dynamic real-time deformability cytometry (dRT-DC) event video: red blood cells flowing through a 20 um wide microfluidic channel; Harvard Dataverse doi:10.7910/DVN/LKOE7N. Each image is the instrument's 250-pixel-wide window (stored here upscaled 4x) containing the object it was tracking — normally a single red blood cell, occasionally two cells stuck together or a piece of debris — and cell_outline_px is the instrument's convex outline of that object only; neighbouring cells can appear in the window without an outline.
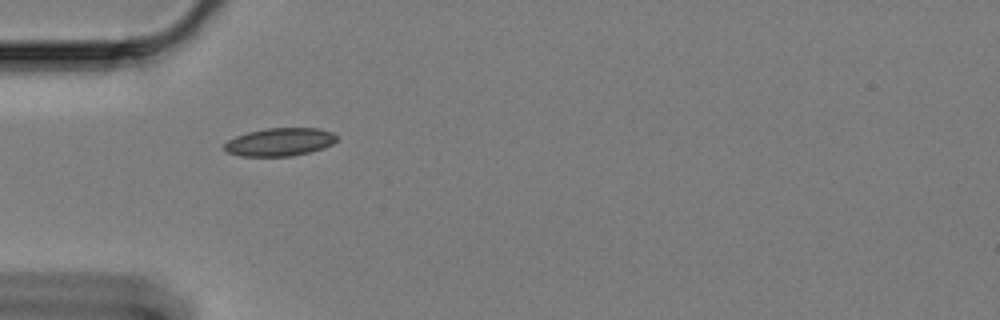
{"species": "Egyptian fruit bat (a non-hibernating species)", "species_latin": "Rousettus aegyptiacus", "temperature_condition": "cold", "stored_images_in_passage": 43, "camera_frame_rate_fps": 3000, "um_per_image_px": 0.085, "animal": {"sex": "female"}, "frame": {"image": 1, "passage_image": 1, "time_ms": 0.0, "image_size_px": [1000, 320], "cell_outline_px": [[336, 140], [332, 144], [324, 148], [292, 156], [240, 156], [228, 152], [224, 148], [224, 144], [228, 140], [236, 136], [248, 132], [268, 128], [316, 128], [332, 132], [336, 136]], "centroid_in_image_um": [23.77, 12.07], "position_along_channel_um": 61.2, "area_um2": 18.21}}
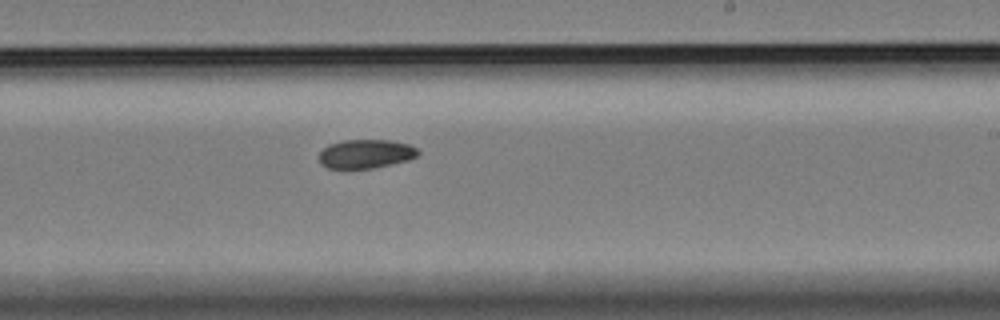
{"frame": {"image": 2, "passage_image": 19, "time_ms": 6.0, "image_size_px": [1000, 320], "cell_outline_px": [[420, 152], [416, 156], [408, 160], [372, 168], [328, 168], [320, 164], [320, 152], [328, 144], [344, 140], [392, 140], [408, 144], [416, 148]], "centroid_in_image_um": [31.08, 13.07], "position_along_channel_um": 257.9, "area_um2": 16.53}}
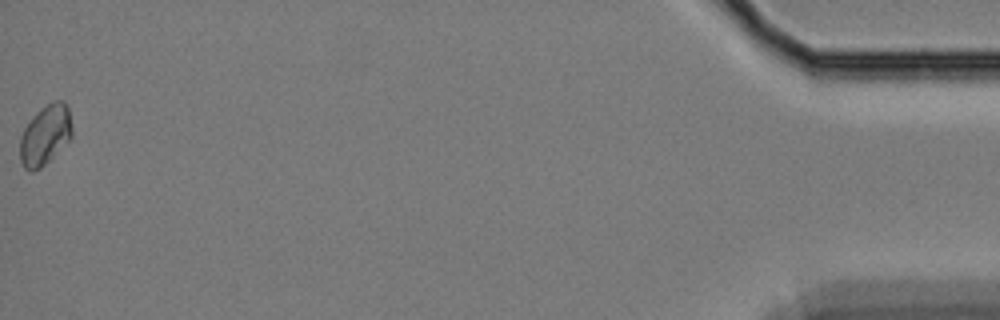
{"frame": {"image": 3, "passage_image": 43, "time_ms": 14.0, "image_size_px": [1000, 320], "cell_outline_px": [[72, 136], [40, 168], [32, 172], [24, 168], [20, 160], [20, 136], [24, 128], [36, 112], [40, 108], [52, 100], [64, 100], [68, 108], [72, 128]], "centroid_in_image_um": [3.83, 11.44], "position_along_channel_um": 431.4, "area_um2": 18.03}}